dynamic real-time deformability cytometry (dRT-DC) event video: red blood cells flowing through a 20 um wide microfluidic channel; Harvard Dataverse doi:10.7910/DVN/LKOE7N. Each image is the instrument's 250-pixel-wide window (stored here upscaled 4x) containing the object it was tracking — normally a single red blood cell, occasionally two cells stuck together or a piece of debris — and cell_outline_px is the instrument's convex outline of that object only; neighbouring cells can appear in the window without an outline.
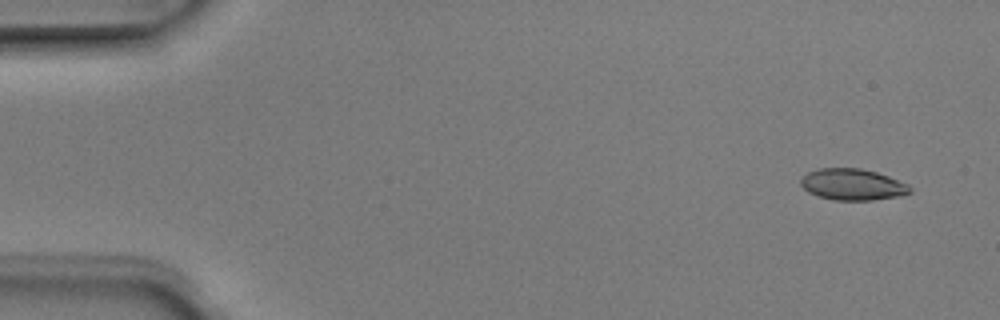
{"species": "Egyptian fruit bat (a non-hibernating species)", "species_latin": "Rousettus aegyptiacus", "temperature_condition": "room temperature", "stored_images_in_passage": 6, "camera_frame_rate_fps": 3000, "um_per_image_px": 0.085, "animal": {"sex": "male"}, "frame": {"image": 1, "passage_image": 1, "time_ms": 0.0, "image_size_px": [1000, 320], "cell_outline_px": [[912, 192], [900, 196], [872, 200], [836, 200], [816, 196], [808, 192], [800, 184], [800, 180], [808, 172], [816, 168], [860, 168], [876, 172], [888, 176], [908, 184], [912, 188]], "centroid_in_image_um": [72.47, 15.68], "position_along_channel_um": 12.5, "area_um2": 20.06}}
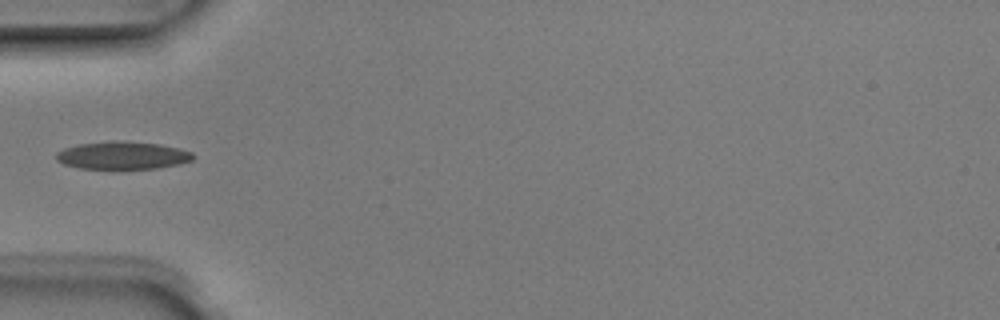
{"frame": {"image": 2, "passage_image": 5, "time_ms": 1.333, "image_size_px": [1000, 320], "cell_outline_px": [[196, 156], [192, 160], [180, 164], [160, 168], [80, 168], [64, 164], [56, 160], [56, 152], [64, 148], [80, 144], [112, 140], [120, 140], [160, 144], [180, 148], [192, 152]], "centroid_in_image_um": [10.45, 13.19], "position_along_channel_um": 74.5, "area_um2": 22.2}}
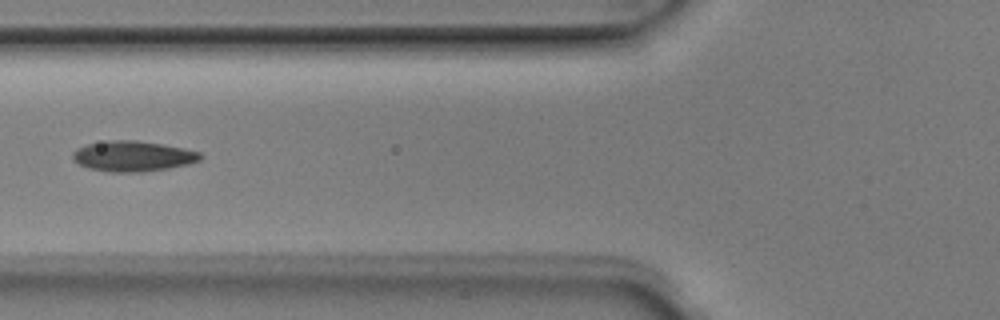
{"frame": {"image": 3, "passage_image": 6, "time_ms": 1.667, "image_size_px": [1000, 320], "cell_outline_px": [[204, 156], [200, 160], [188, 164], [168, 168], [144, 172], [108, 172], [88, 168], [76, 164], [72, 160], [72, 152], [76, 148], [88, 144], [108, 140], [136, 140], [164, 144], [184, 148], [200, 152]], "centroid_in_image_um": [11.27, 13.27], "position_along_channel_um": 114.5, "area_um2": 23.0}}